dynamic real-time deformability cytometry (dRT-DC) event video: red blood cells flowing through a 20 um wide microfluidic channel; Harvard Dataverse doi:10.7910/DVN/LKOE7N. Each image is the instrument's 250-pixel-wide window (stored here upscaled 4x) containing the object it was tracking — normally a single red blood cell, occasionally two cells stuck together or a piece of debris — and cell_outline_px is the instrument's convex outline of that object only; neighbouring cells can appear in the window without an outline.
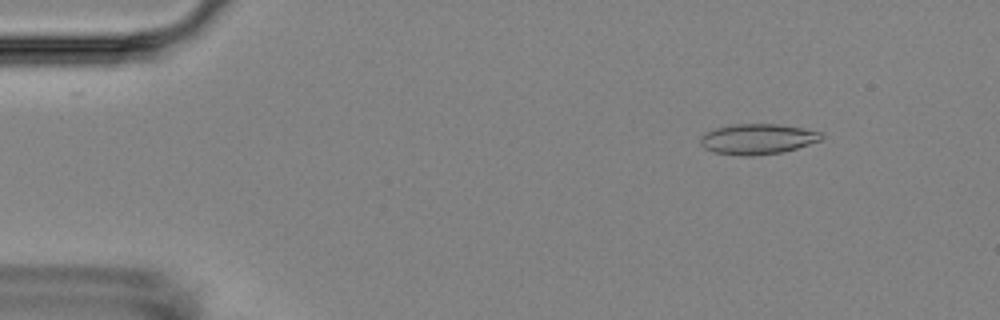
{"species": "Egyptian fruit bat (a non-hibernating species)", "species_latin": "Rousettus aegyptiacus", "temperature_condition": "room temperature", "stored_images_in_passage": 5, "camera_frame_rate_fps": 3000, "um_per_image_px": 0.085, "animal": {"sex": "female"}, "frame": {"image": 1, "passage_image": 2, "time_ms": 1.0, "image_size_px": [1000, 320], "cell_outline_px": [[824, 136], [820, 140], [796, 148], [780, 152], [752, 156], [748, 156], [716, 152], [704, 148], [700, 144], [700, 136], [704, 132], [716, 128], [732, 124], [780, 124], [820, 132]], "centroid_in_image_um": [64.35, 11.81], "position_along_channel_um": 20.7, "area_um2": 21.21}}